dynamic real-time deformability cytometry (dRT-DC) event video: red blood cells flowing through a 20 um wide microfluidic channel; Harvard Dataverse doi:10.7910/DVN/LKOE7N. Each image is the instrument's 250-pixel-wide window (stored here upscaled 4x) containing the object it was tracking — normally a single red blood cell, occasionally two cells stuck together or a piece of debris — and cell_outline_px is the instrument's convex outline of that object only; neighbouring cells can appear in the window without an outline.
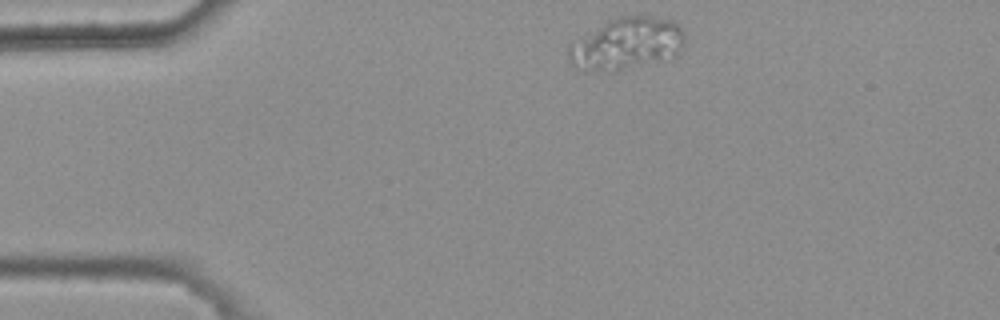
{"species": "common noctule bat (a hibernating species)", "species_latin": "Nyctalus noctula", "temperature_condition": "warm", "stored_images_in_passage": 2, "camera_frame_rate_fps": 3000, "um_per_image_px": 0.085, "animal": {"sex": "female", "body_mass_g": 25.1}, "frame": {"image": 1, "passage_image": 1, "time_ms": 0.0, "image_size_px": [1000, 320], "cell_outline_px": [[684, 40], [680, 52], [676, 56], [616, 72], [584, 72], [572, 68], [568, 56], [568, 44], [572, 40], [608, 20], [616, 16], [652, 16], [672, 20], [680, 24], [684, 32]], "centroid_in_image_um": [53.2, 3.74], "position_along_channel_um": 31.8, "area_um2": 36.24}}